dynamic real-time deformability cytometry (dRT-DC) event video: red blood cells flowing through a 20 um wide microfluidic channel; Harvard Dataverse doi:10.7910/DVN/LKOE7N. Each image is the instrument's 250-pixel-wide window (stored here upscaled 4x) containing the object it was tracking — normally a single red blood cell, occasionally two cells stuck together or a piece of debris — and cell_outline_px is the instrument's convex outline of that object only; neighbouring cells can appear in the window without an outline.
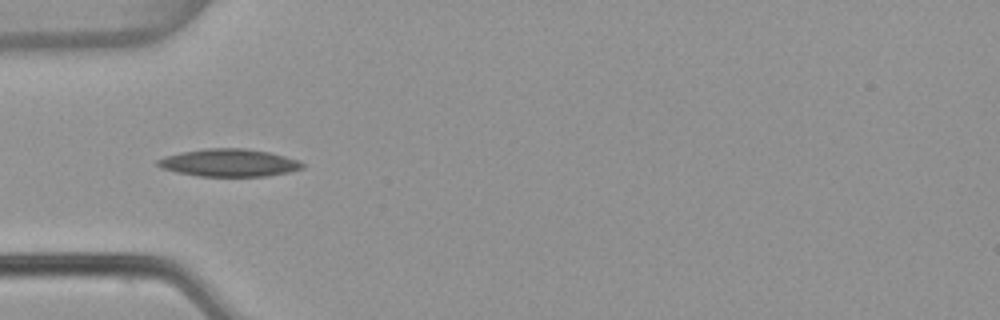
{"species": "common noctule bat (a hibernating species)", "species_latin": "Nyctalus noctula", "temperature_condition": "warm", "stored_images_in_passage": 15, "camera_frame_rate_fps": 3000, "um_per_image_px": 0.085, "animal": {"sex": "female", "body_mass_g": 22.7, "forearm_length_mm": 54.2}, "frame": {"image": 1, "passage_image": 5, "time_ms": 1.333, "image_size_px": [1000, 320], "cell_outline_px": [[304, 168], [288, 172], [264, 176], [200, 176], [176, 172], [160, 168], [156, 164], [156, 160], [164, 156], [184, 152], [208, 148], [244, 148], [268, 152], [300, 160], [304, 164]], "centroid_in_image_um": [19.46, 13.83], "position_along_channel_um": 65.5, "area_um2": 23.18}}